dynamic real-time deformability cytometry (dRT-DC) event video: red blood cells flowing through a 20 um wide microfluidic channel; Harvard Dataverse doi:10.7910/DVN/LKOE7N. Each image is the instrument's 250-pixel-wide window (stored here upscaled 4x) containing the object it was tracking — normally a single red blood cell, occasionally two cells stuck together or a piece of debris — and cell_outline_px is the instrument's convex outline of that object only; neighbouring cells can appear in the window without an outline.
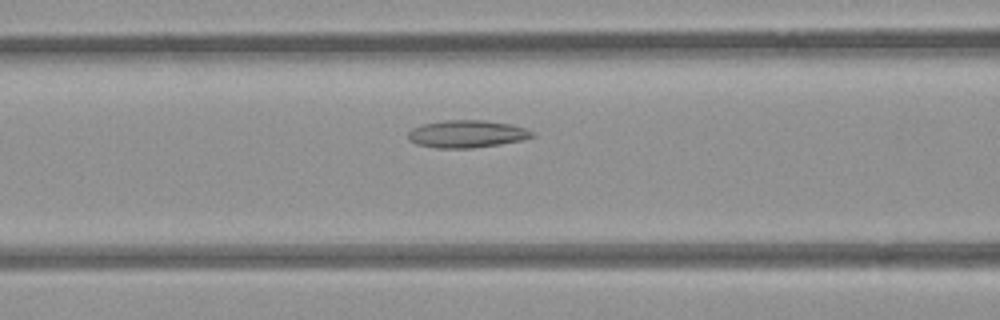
{"species": "common noctule bat (a hibernating species)", "species_latin": "Nyctalus noctula", "temperature_condition": "room temperature", "stored_images_in_passage": 35, "camera_frame_rate_fps": 3000, "um_per_image_px": 0.085, "animal": {"sex": "female", "body_mass_g": 21.9}, "frame": {"image": 1, "passage_image": 7, "time_ms": 2.0, "image_size_px": [1000, 320], "cell_outline_px": [[536, 136], [524, 140], [500, 144], [472, 148], [436, 148], [416, 144], [408, 140], [408, 132], [412, 128], [424, 124], [448, 120], [484, 120], [508, 124], [524, 128], [536, 132]], "centroid_in_image_um": [39.7, 11.39], "position_along_channel_um": 126.9, "area_um2": 19.88}}
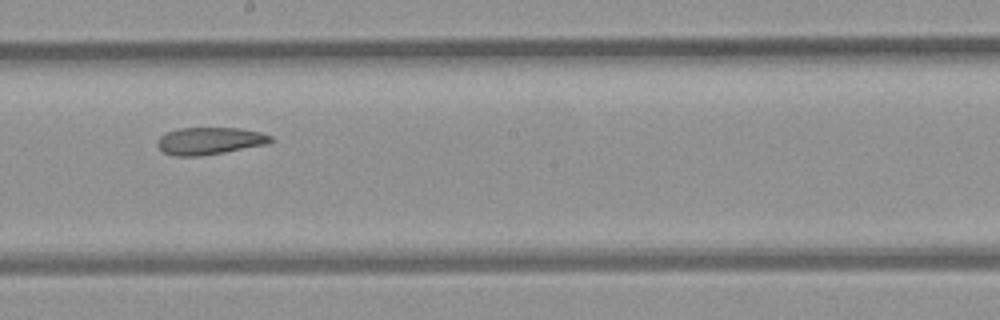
{"frame": {"image": 2, "passage_image": 15, "time_ms": 4.667, "image_size_px": [1000, 320], "cell_outline_px": [[276, 140], [268, 144], [224, 152], [200, 156], [176, 156], [164, 152], [156, 144], [156, 140], [160, 136], [168, 132], [180, 128], [240, 128], [260, 132], [272, 136]], "centroid_in_image_um": [17.85, 11.97], "position_along_channel_um": 230.3, "area_um2": 18.03}}
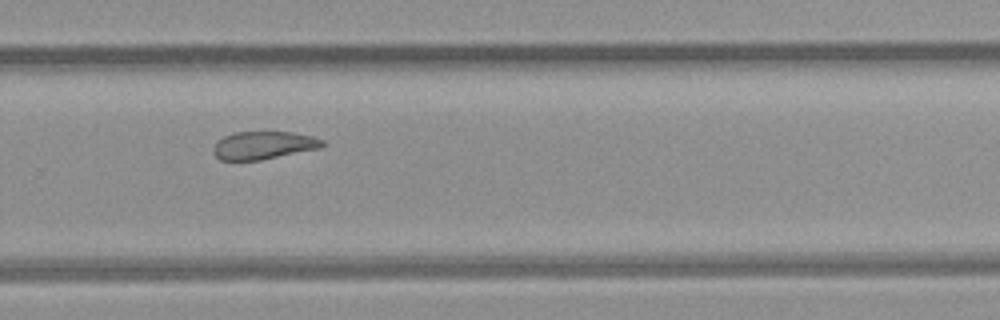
{"frame": {"image": 3, "passage_image": 21, "time_ms": 6.667, "image_size_px": [1000, 320], "cell_outline_px": [[324, 144], [320, 148], [260, 160], [220, 160], [212, 152], [212, 148], [216, 140], [232, 132], [292, 132], [312, 136], [324, 140]], "centroid_in_image_um": [22.35, 12.34], "position_along_channel_um": 307.4, "area_um2": 17.8}, "authors_computed_cell_mechanics": {"area_um2": 18.1492, "velocity_mm_per_s": 3.8771, "shape_relaxation_time_tau1_ms": null, "shape_relaxation_time_tau2_ms": 3.648, "deformation_change_tau1": null, "deformation_change_tau2": 0.1012}}